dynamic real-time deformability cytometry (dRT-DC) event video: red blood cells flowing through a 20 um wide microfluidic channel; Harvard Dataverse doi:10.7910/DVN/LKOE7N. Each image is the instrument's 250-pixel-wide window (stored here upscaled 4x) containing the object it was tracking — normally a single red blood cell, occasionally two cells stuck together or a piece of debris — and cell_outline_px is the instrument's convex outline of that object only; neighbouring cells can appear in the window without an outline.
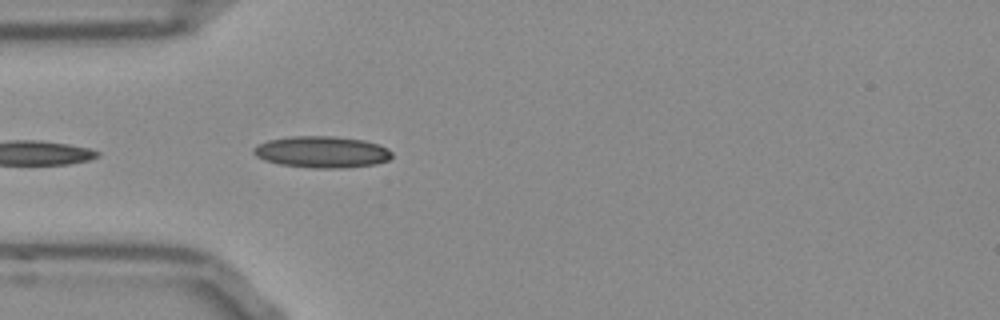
{"species": "Egyptian fruit bat (a non-hibernating species)", "species_latin": "Rousettus aegyptiacus", "temperature_condition": "room temperature", "stored_images_in_passage": 8, "camera_frame_rate_fps": 3000, "um_per_image_px": 0.085, "frame": {"image": 1, "passage_image": 3, "time_ms": 0.667, "image_size_px": [1000, 320], "cell_outline_px": [[392, 156], [388, 160], [376, 164], [340, 168], [312, 168], [280, 164], [264, 160], [256, 156], [252, 152], [252, 148], [268, 140], [292, 136], [332, 136], [364, 140], [388, 148], [392, 152]], "centroid_in_image_um": [27.35, 12.92], "position_along_channel_um": 57.6, "area_um2": 25.37}}